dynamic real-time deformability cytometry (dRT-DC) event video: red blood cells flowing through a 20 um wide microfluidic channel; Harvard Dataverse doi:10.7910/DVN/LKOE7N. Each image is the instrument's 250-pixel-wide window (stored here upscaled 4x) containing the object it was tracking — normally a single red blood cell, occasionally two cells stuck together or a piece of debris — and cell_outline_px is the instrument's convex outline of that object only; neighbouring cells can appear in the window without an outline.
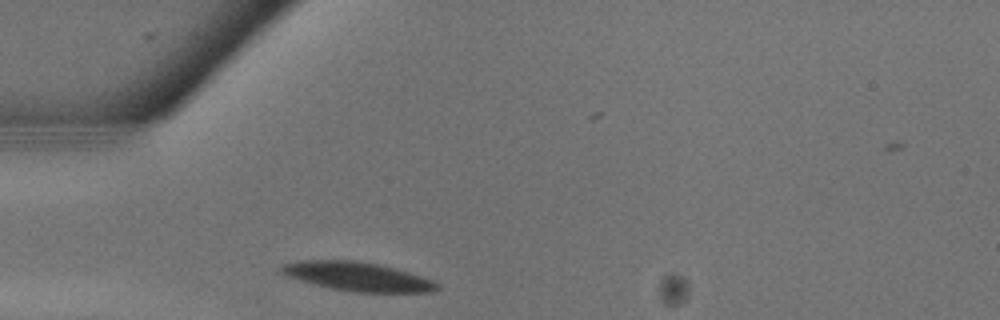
{"species": "common noctule bat (a hibernating species)", "species_latin": "Nyctalus noctula", "temperature_condition": "warm", "stored_images_in_passage": 10, "camera_frame_rate_fps": 3000, "um_per_image_px": 0.085, "animal": {"sex": "male", "body_mass_g": 13.3}, "frame": {"image": 1, "passage_image": 1, "time_ms": 0.0, "image_size_px": [1000, 320], "cell_outline_px": [[440, 288], [432, 292], [356, 292], [332, 288], [284, 276], [276, 272], [284, 264], [296, 260], [356, 260], [380, 264], [396, 268], [432, 280], [440, 284]], "centroid_in_image_um": [30.36, 23.49], "position_along_channel_um": 54.6, "area_um2": 26.36}}
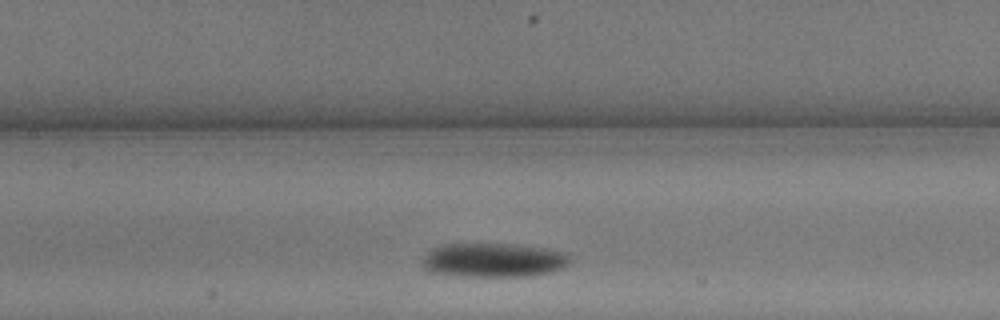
{"frame": {"image": 2, "passage_image": 6, "time_ms": 1.667, "image_size_px": [1000, 320], "cell_outline_px": [[568, 260], [564, 268], [548, 272], [528, 276], [464, 276], [432, 272], [424, 268], [424, 260], [428, 252], [432, 248], [440, 244], [516, 244], [544, 248], [568, 252]], "centroid_in_image_um": [41.96, 22.1], "position_along_channel_um": 165.4, "area_um2": 29.07}}
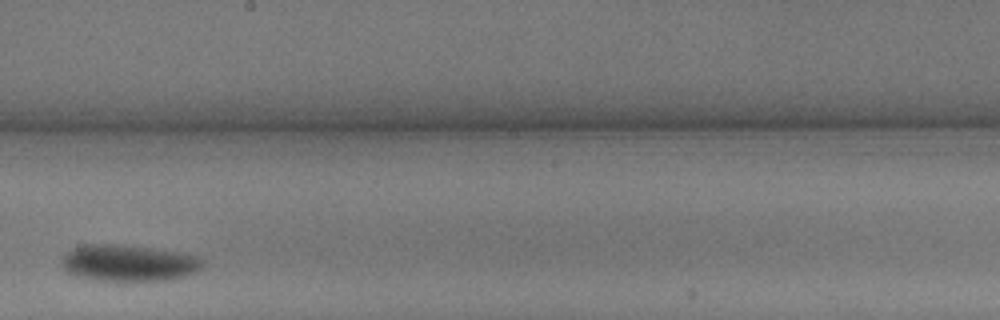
{"frame": {"image": 3, "passage_image": 9, "time_ms": 2.667, "image_size_px": [1000, 320], "cell_outline_px": [[204, 264], [196, 272], [188, 276], [164, 280], [100, 280], [80, 276], [68, 272], [64, 268], [64, 256], [68, 252], [84, 244], [120, 244], [188, 252], [200, 256], [204, 260]], "centroid_in_image_um": [11.07, 22.33], "position_along_channel_um": 237.1, "area_um2": 29.94}}